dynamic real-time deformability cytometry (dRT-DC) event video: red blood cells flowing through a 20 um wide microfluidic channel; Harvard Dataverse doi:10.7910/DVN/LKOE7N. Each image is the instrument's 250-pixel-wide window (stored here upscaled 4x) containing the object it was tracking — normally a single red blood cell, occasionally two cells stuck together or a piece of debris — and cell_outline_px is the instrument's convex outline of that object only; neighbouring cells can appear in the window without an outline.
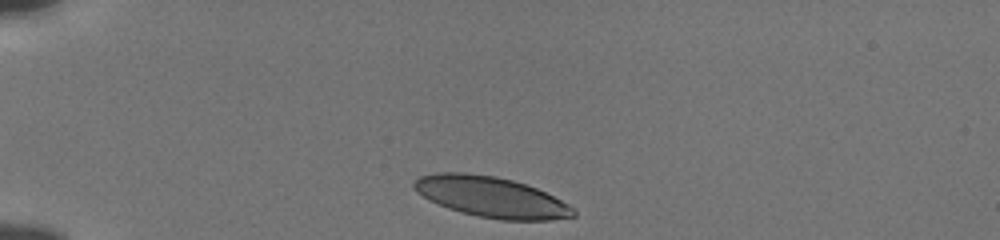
{"species": "human", "species_latin": "Homo sapiens", "temperature_condition": "cold", "stored_images_in_passage": 34, "camera_frame_rate_fps": 3000, "um_per_image_px": 0.085, "donor": {"sex": "male"}, "frame": {"image": 1, "passage_image": 1, "time_ms": 0.0, "image_size_px": [1000, 240], "cell_outline_px": [[576, 216], [552, 220], [500, 220], [476, 216], [460, 212], [448, 208], [428, 200], [416, 192], [412, 188], [412, 180], [420, 176], [436, 172], [464, 172], [496, 176], [512, 180], [536, 188], [568, 204], [576, 212]], "centroid_in_image_um": [41.68, 16.74], "position_along_channel_um": 43.3, "area_um2": 37.92}}
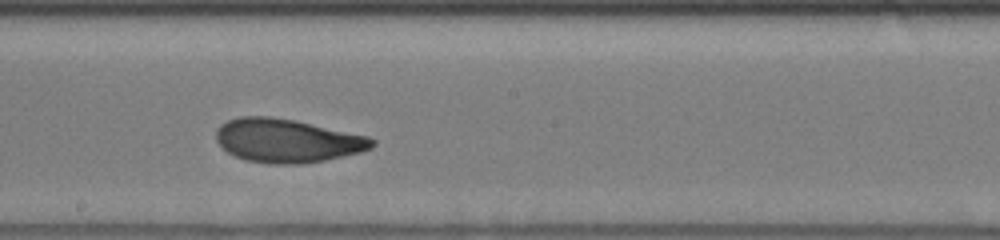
{"frame": {"image": 2, "passage_image": 19, "time_ms": 6.0, "image_size_px": [1000, 240], "cell_outline_px": [[376, 144], [372, 148], [360, 152], [324, 160], [300, 164], [272, 164], [244, 160], [228, 152], [216, 140], [216, 128], [220, 124], [228, 120], [240, 116], [272, 116], [296, 120], [368, 136], [376, 140]], "centroid_in_image_um": [24.4, 11.94], "position_along_channel_um": 223.8, "area_um2": 39.77}}
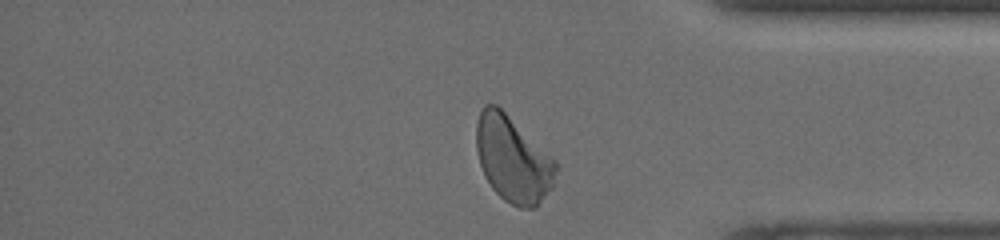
{"frame": {"image": 3, "passage_image": 33, "time_ms": 10.667, "image_size_px": [1000, 240], "cell_outline_px": [[556, 172], [552, 188], [536, 208], [520, 208], [504, 200], [492, 188], [484, 176], [480, 164], [476, 148], [476, 124], [480, 112], [484, 104], [496, 104], [552, 156], [556, 160]], "centroid_in_image_um": [43.59, 13.55], "position_along_channel_um": 391.6, "area_um2": 39.77}, "authors_computed_cell_mechanics": {"area_um2": 39.0728, "velocity_mm_per_s": 3.8041, "shape_relaxation_time_tau1_ms": 3.694, "shape_relaxation_time_tau2_ms": 1.4788, "deformation_change_tau1": 0.1515, "deformation_change_tau2": 0.0822}}